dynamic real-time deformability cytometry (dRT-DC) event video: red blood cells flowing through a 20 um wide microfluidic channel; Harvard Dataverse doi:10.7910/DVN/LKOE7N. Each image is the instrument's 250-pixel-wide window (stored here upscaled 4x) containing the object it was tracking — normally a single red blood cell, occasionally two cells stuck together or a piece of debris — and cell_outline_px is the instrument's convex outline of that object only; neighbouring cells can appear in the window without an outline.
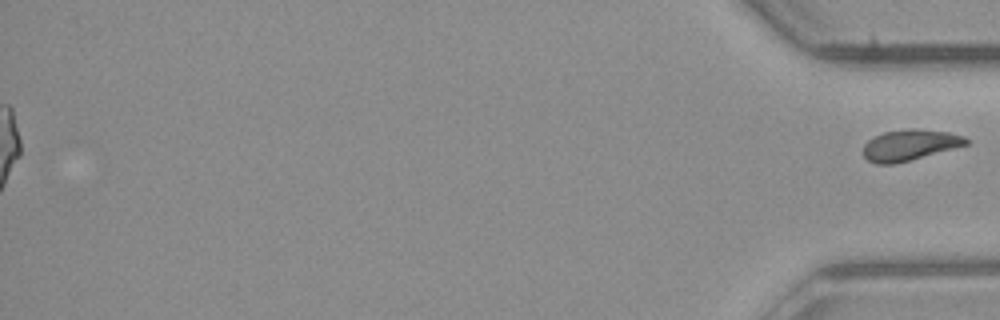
{"species": "common noctule bat (a hibernating species)", "species_latin": "Nyctalus noctula", "temperature_condition": "room temperature", "stored_images_in_passage": 53, "segment_of_instrument_passage": [2, 2], "camera_frame_rate_fps": 3000, "um_per_image_px": 0.085, "animal": {"sex": "male", "body_mass_g": 23.1, "forearm_length_mm": 52.7}, "frame": {"image": 1, "passage_image": 53, "time_ms": 17.333, "image_size_px": [1000, 320], "cell_outline_px": [[972, 140], [968, 144], [908, 160], [892, 164], [876, 164], [868, 160], [864, 156], [864, 144], [868, 140], [884, 132], [912, 128], [916, 128], [948, 132], [964, 136]], "centroid_in_image_um": [77.34, 12.31], "position_along_channel_um": 357.9, "area_um2": 18.26}}